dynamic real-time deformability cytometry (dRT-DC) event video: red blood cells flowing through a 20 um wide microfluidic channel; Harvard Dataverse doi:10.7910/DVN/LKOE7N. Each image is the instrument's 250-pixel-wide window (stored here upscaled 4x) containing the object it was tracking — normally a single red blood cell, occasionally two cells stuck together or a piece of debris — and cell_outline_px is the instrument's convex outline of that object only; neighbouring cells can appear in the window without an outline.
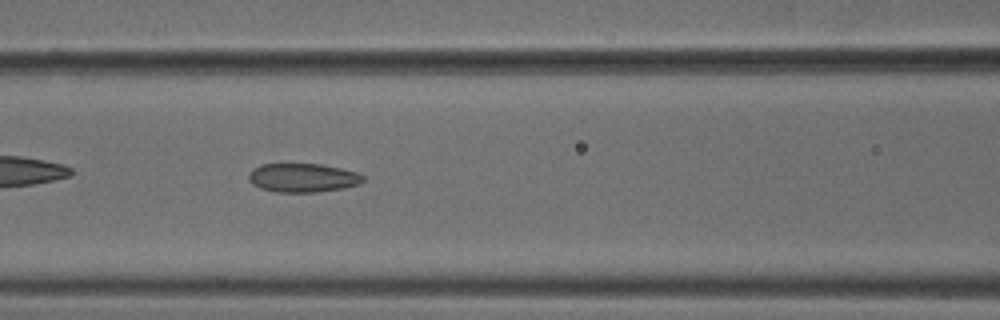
{"species": "common noctule bat (a hibernating species)", "species_latin": "Nyctalus noctula", "temperature_condition": "cold", "stored_images_in_passage": 36, "camera_frame_rate_fps": 3000, "um_per_image_px": 0.085, "animal": {"sex": "male", "body_mass_g": 18.8}, "frame": {"image": 1, "passage_image": 8, "time_ms": 2.333, "image_size_px": [1000, 320], "cell_outline_px": [[364, 180], [360, 184], [344, 188], [316, 192], [276, 192], [260, 188], [252, 184], [248, 180], [248, 176], [252, 168], [260, 164], [320, 164], [340, 168], [356, 172], [364, 176]], "centroid_in_image_um": [25.71, 15.11], "position_along_channel_um": 140.9, "area_um2": 19.31}}
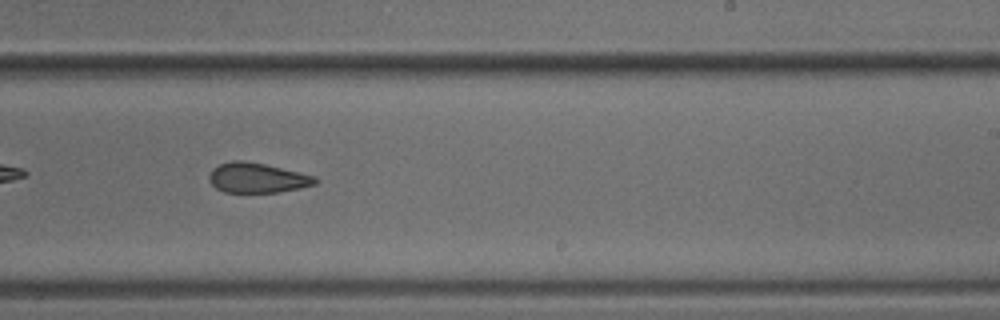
{"frame": {"image": 2, "passage_image": 18, "time_ms": 5.667, "image_size_px": [1000, 320], "cell_outline_px": [[316, 184], [276, 192], [224, 192], [216, 188], [208, 180], [208, 176], [212, 168], [220, 164], [232, 160], [244, 160], [264, 164], [300, 172], [316, 176]], "centroid_in_image_um": [21.81, 15.1], "position_along_channel_um": 267.2, "area_um2": 18.38}}
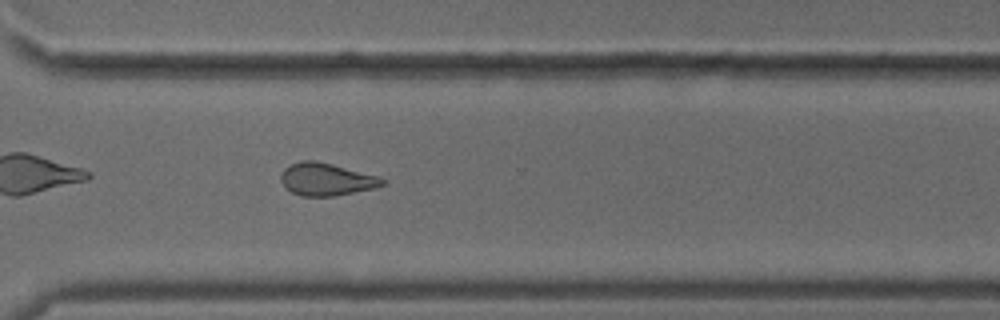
{"frame": {"image": 3, "passage_image": 24, "time_ms": 7.667, "image_size_px": [1000, 320], "cell_outline_px": [[384, 184], [372, 188], [332, 196], [300, 196], [292, 192], [280, 180], [280, 176], [284, 168], [288, 164], [300, 160], [316, 160], [380, 176], [384, 180]], "centroid_in_image_um": [27.7, 15.22], "position_along_channel_um": 342.9, "area_um2": 19.13}}